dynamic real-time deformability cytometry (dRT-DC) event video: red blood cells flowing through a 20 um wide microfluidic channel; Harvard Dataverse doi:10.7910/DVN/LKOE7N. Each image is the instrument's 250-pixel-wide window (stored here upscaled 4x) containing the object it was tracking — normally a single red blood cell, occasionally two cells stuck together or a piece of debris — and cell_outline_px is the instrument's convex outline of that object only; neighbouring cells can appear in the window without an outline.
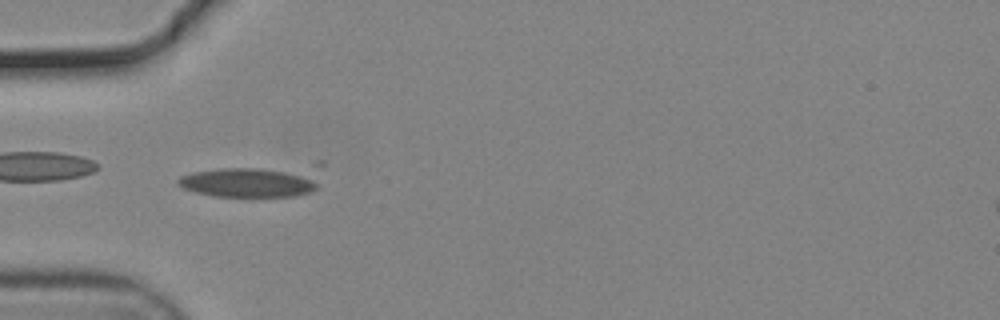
{"species": "common noctule bat (a hibernating species)", "species_latin": "Nyctalus noctula", "temperature_condition": "cold", "stored_images_in_passage": 53, "camera_frame_rate_fps": 3000, "um_per_image_px": 0.085, "animal": {"sex": "male", "body_mass_g": 19.2, "forearm_length_mm": 51.8}, "frame": {"image": 1, "passage_image": 15, "time_ms": 4.667, "image_size_px": [1000, 320], "cell_outline_px": [[316, 188], [308, 192], [292, 196], [212, 196], [196, 192], [184, 188], [176, 184], [176, 180], [180, 176], [192, 172], [220, 168], [260, 168], [284, 172], [300, 176], [312, 180], [316, 184]], "centroid_in_image_um": [20.87, 15.53], "position_along_channel_um": 64.1, "area_um2": 22.89}}
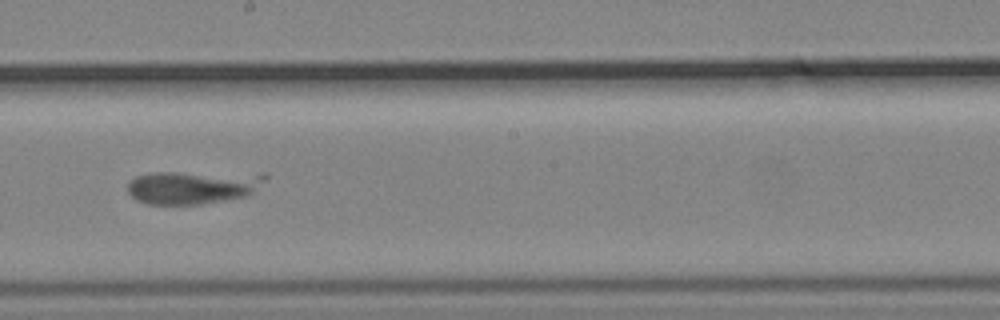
{"frame": {"image": 2, "passage_image": 29, "time_ms": 9.333, "image_size_px": [1000, 320], "cell_outline_px": [[268, 176], [264, 180], [244, 196], [224, 200], [200, 204], [148, 204], [136, 200], [128, 192], [128, 184], [136, 176], [152, 172], [264, 172]], "centroid_in_image_um": [16.38, 15.87], "position_along_channel_um": 231.8, "area_um2": 26.7}}
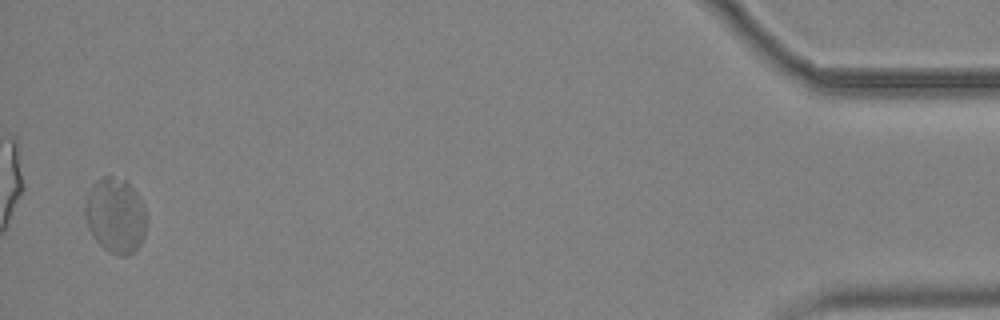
{"frame": {"image": 3, "passage_image": 52, "time_ms": 17.0, "image_size_px": [1000, 320], "cell_outline_px": [[148, 220], [140, 244], [132, 252], [124, 256], [120, 256], [108, 252], [96, 240], [88, 224], [84, 212], [84, 208], [88, 192], [92, 184], [96, 180], [104, 176], [112, 176], [124, 180], [136, 192], [144, 204]], "centroid_in_image_um": [9.83, 18.3], "position_along_channel_um": 425.4, "area_um2": 26.82}}